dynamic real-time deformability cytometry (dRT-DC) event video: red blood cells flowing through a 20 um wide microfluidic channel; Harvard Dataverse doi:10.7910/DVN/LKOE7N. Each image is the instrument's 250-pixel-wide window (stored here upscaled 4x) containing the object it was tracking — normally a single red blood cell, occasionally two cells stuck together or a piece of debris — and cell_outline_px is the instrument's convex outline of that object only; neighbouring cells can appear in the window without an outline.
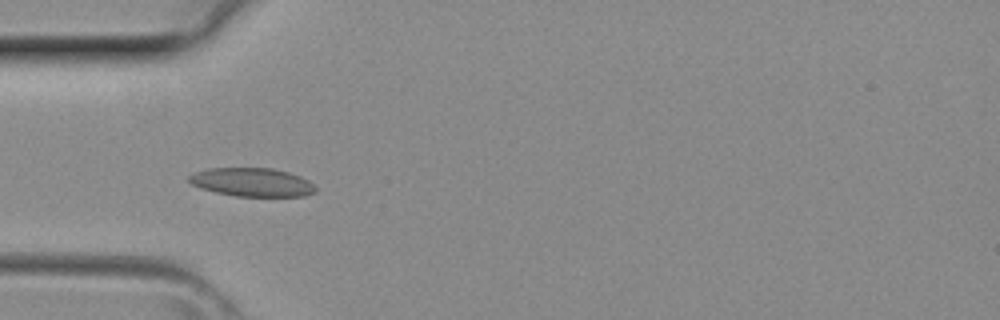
{"species": "common noctule bat (a hibernating species)", "species_latin": "Nyctalus noctula", "temperature_condition": "room temperature", "stored_images_in_passage": 4, "camera_frame_rate_fps": 3000, "um_per_image_px": 0.085, "animal": {"sex": "female", "body_mass_g": 29.2, "forearm_length_mm": 56.3}, "frame": {"image": 1, "passage_image": 3, "time_ms": 0.667, "image_size_px": [1000, 320], "cell_outline_px": [[316, 192], [304, 196], [236, 196], [216, 192], [200, 188], [192, 184], [188, 180], [188, 176], [192, 172], [208, 168], [272, 168], [288, 172], [300, 176], [308, 180], [316, 188]], "centroid_in_image_um": [21.4, 15.48], "position_along_channel_um": 63.6, "area_um2": 21.1}}
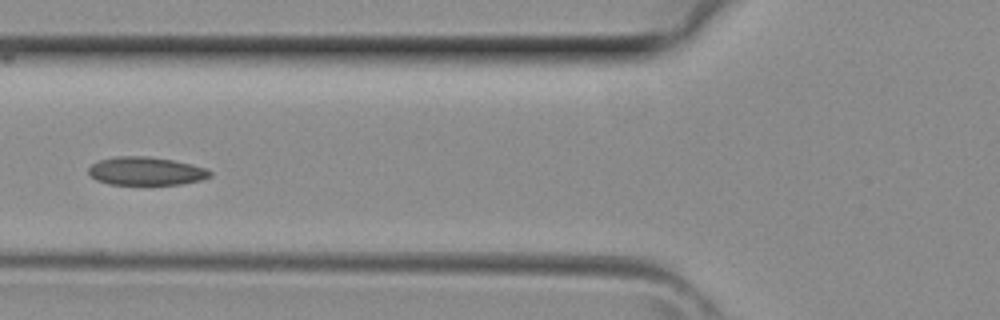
{"frame": {"image": 2, "passage_image": 4, "time_ms": 1.0, "image_size_px": [1000, 320], "cell_outline_px": [[212, 176], [200, 180], [180, 184], [108, 184], [96, 180], [88, 172], [88, 168], [92, 164], [100, 160], [116, 156], [148, 156], [172, 160], [204, 168], [212, 172]], "centroid_in_image_um": [12.38, 14.54], "position_along_channel_um": 113.4, "area_um2": 19.77}}